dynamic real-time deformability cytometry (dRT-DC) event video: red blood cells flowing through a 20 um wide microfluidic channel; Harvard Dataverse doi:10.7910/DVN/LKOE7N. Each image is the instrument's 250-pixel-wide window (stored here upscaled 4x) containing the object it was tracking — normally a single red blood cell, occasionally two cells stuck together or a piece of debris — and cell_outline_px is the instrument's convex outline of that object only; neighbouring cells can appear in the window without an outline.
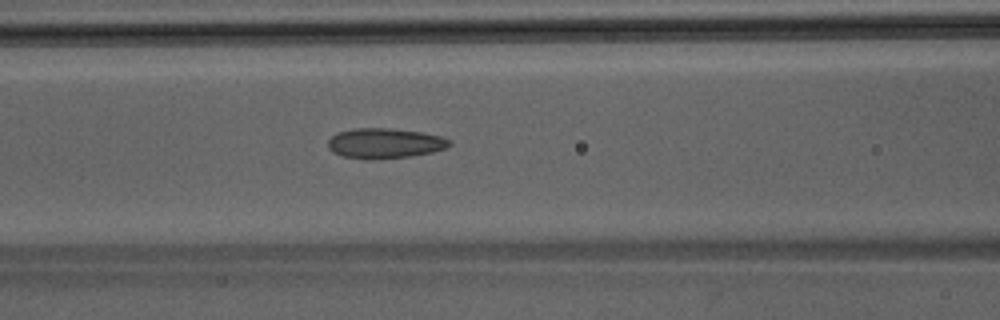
{"species": "Egyptian fruit bat (a non-hibernating species)", "species_latin": "Rousettus aegyptiacus", "temperature_condition": "room temperature", "stored_images_in_passage": 47, "camera_frame_rate_fps": 3000, "um_per_image_px": 0.085, "animal": {"sex": "male"}, "frame": {"image": 1, "passage_image": 20, "time_ms": 6.333, "image_size_px": [1000, 320], "cell_outline_px": [[452, 144], [448, 148], [432, 152], [408, 156], [372, 160], [364, 160], [340, 156], [332, 152], [328, 148], [328, 140], [336, 132], [356, 128], [392, 128], [424, 132], [440, 136], [448, 140]], "centroid_in_image_um": [32.67, 12.18], "position_along_channel_um": 133.9, "area_um2": 21.68}}
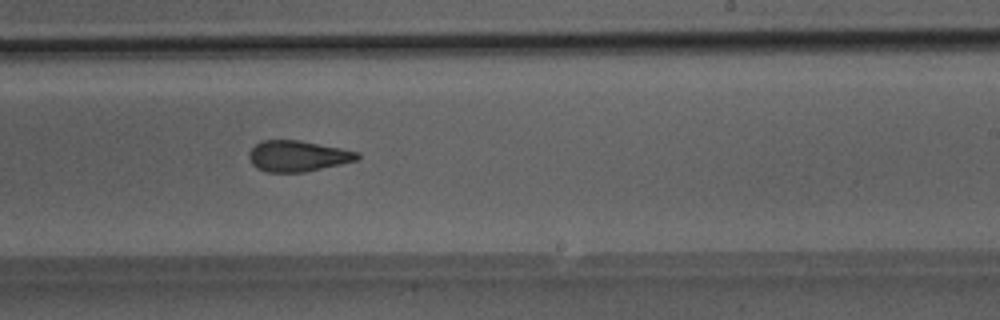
{"frame": {"image": 2, "passage_image": 29, "time_ms": 9.333, "image_size_px": [1000, 320], "cell_outline_px": [[360, 156], [356, 160], [340, 164], [304, 172], [268, 172], [256, 168], [252, 164], [248, 156], [248, 152], [260, 140], [300, 140], [360, 152]], "centroid_in_image_um": [25.27, 13.26], "position_along_channel_um": 263.7, "area_um2": 19.48}}
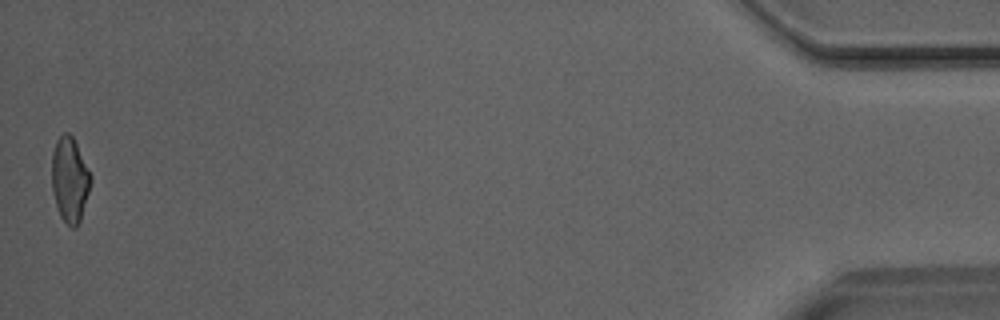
{"frame": {"image": 3, "passage_image": 47, "time_ms": 15.333, "image_size_px": [1000, 320], "cell_outline_px": [[92, 180], [80, 220], [76, 228], [72, 228], [60, 216], [52, 192], [52, 152], [56, 140], [64, 132], [68, 132], [72, 136], [92, 176]], "centroid_in_image_um": [5.92, 15.26], "position_along_channel_um": 429.3, "area_um2": 19.13}}